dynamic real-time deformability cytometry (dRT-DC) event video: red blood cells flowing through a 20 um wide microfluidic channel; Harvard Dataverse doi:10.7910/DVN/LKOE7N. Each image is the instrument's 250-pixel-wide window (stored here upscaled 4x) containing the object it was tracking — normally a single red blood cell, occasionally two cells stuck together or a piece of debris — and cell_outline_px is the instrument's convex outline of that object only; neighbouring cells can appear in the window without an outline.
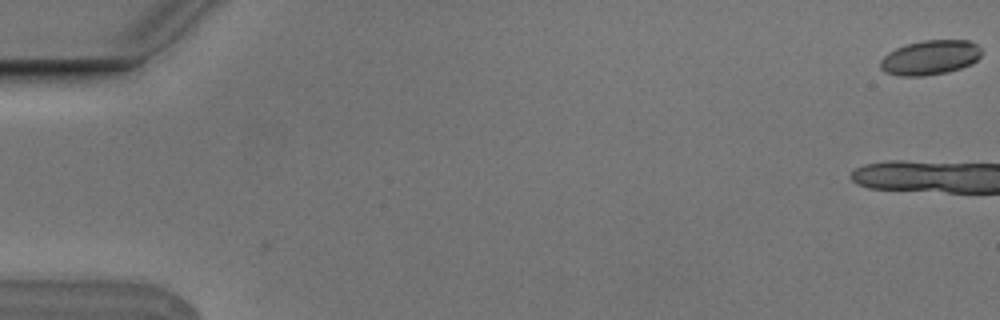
{"species": "Egyptian fruit bat (a non-hibernating species)", "species_latin": "Rousettus aegyptiacus", "temperature_condition": "cold", "stored_images_in_passage": 2, "camera_frame_rate_fps": 3000, "um_per_image_px": 0.085, "animal": {"sex": "male"}, "frame": {"image": 1, "passage_image": 2, "time_ms": 0.333, "image_size_px": [1000, 320], "cell_outline_px": [[980, 56], [972, 64], [948, 72], [924, 76], [900, 76], [884, 72], [880, 68], [880, 60], [888, 52], [896, 48], [908, 44], [924, 40], [968, 40], [976, 44], [980, 48]], "centroid_in_image_um": [79.04, 4.9], "position_along_channel_um": 6.0, "area_um2": 20.4}}